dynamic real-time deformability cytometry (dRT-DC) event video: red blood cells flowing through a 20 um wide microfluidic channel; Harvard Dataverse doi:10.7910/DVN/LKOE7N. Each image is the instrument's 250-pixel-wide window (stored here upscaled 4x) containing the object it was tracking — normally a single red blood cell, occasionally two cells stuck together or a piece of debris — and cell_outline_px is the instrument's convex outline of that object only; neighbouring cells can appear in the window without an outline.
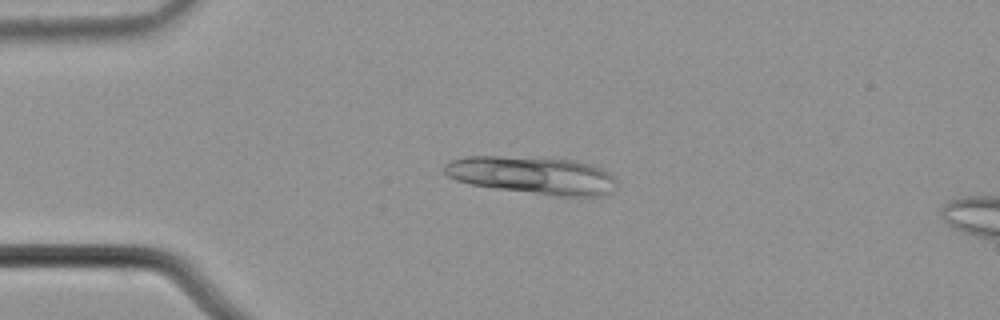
{"species": "common noctule bat (a hibernating species)", "species_latin": "Nyctalus noctula", "temperature_condition": "cold", "stored_images_in_passage": 4, "camera_frame_rate_fps": 3000, "um_per_image_px": 0.085, "animal": {"sex": "male", "body_mass_g": 21.5, "forearm_length_mm": 52.0}, "frame": {"image": 1, "passage_image": 2, "time_ms": 0.333, "image_size_px": [1000, 320], "cell_outline_px": [[616, 188], [612, 192], [604, 196], [556, 196], [496, 188], [472, 184], [456, 180], [448, 176], [444, 172], [444, 164], [448, 160], [464, 156], [540, 156], [576, 160], [600, 168], [616, 176]], "centroid_in_image_um": [45.29, 14.87], "position_along_channel_um": 39.7, "area_um2": 38.49}}